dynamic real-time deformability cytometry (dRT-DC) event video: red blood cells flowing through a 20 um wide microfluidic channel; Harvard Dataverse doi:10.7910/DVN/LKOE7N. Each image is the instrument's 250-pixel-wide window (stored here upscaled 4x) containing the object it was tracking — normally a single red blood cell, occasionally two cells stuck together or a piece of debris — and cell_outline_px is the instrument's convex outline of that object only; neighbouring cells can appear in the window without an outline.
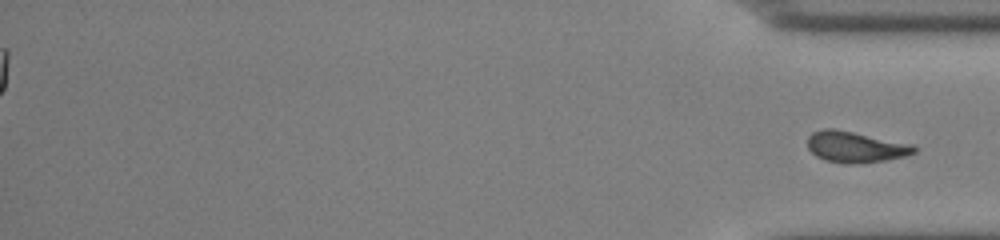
{"species": "common noctule bat (a hibernating species)", "species_latin": "Nyctalus noctula", "temperature_condition": "cold", "stored_images_in_passage": 51, "segment_of_instrument_passage": [2, 2], "camera_frame_rate_fps": 3000, "um_per_image_px": 0.085, "animal": {"sex": "male", "body_mass_g": 13.0, "forearm_length_mm": 53.1}, "frame": {"image": 1, "passage_image": 51, "time_ms": 16.667, "image_size_px": [1000, 240], "cell_outline_px": [[920, 148], [916, 152], [904, 156], [884, 160], [856, 164], [848, 164], [824, 160], [816, 156], [808, 148], [808, 136], [812, 132], [824, 128], [836, 128], [912, 144]], "centroid_in_image_um": [72.71, 12.48], "position_along_channel_um": 362.5, "area_um2": 19.42}}